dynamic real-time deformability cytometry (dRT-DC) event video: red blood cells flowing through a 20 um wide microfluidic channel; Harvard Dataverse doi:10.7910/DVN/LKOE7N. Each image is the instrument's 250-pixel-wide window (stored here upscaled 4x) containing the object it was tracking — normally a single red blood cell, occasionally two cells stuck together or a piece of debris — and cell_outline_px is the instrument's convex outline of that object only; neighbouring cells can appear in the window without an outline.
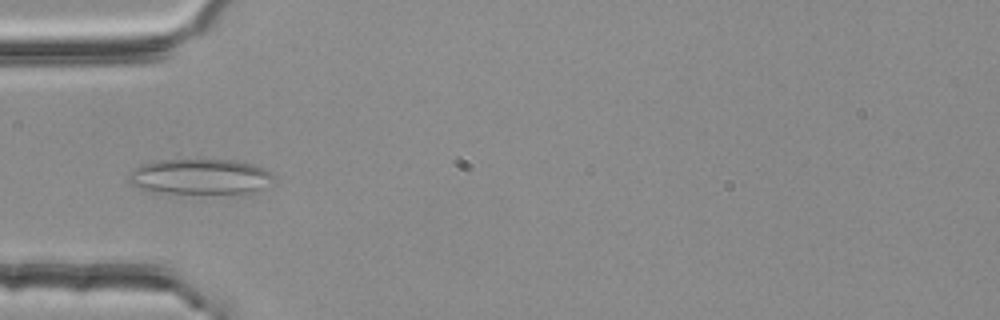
{"species": "common noctule bat (a hibernating species)", "species_latin": "Nyctalus noctula", "temperature_condition": "room temperature", "stored_images_in_passage": 4, "camera_frame_rate_fps": 3000, "um_per_image_px": 0.085, "animal": {"sex": "female", "body_mass_g": 25.1}, "frame": {"image": 1, "passage_image": 1, "time_ms": 0.0, "image_size_px": [1000, 320], "cell_outline_px": [[272, 180], [260, 188], [252, 192], [168, 196], [132, 184], [128, 180], [128, 172], [140, 164], [160, 160], [232, 160], [252, 164], [264, 168], [272, 176]], "centroid_in_image_um": [16.91, 15.05], "position_along_channel_um": 68.1, "area_um2": 30.4}}